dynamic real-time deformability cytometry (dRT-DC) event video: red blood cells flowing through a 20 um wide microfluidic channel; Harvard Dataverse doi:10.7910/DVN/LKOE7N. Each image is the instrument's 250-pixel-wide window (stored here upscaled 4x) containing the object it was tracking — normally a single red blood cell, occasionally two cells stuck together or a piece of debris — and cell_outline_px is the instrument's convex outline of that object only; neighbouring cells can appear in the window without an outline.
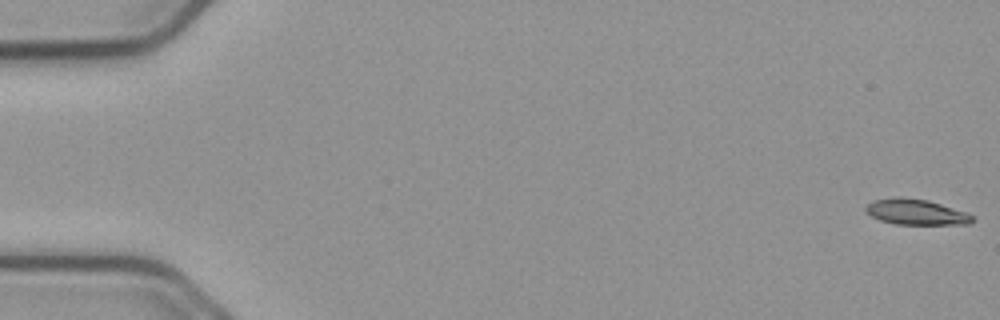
{"species": "common noctule bat (a hibernating species)", "species_latin": "Nyctalus noctula", "temperature_condition": "cold", "stored_images_in_passage": 55, "camera_frame_rate_fps": 3000, "um_per_image_px": 0.085, "animal": {"sex": "male", "body_mass_g": 23.1, "forearm_length_mm": 52.7}, "frame": {"image": 1, "passage_image": 1, "time_ms": 0.0, "image_size_px": [1000, 320], "cell_outline_px": [[972, 220], [968, 224], [896, 224], [880, 220], [864, 212], [864, 208], [868, 204], [876, 200], [896, 196], [900, 196], [928, 200], [964, 212], [972, 216]], "centroid_in_image_um": [77.79, 18.01], "position_along_channel_um": 7.2, "area_um2": 15.66}}
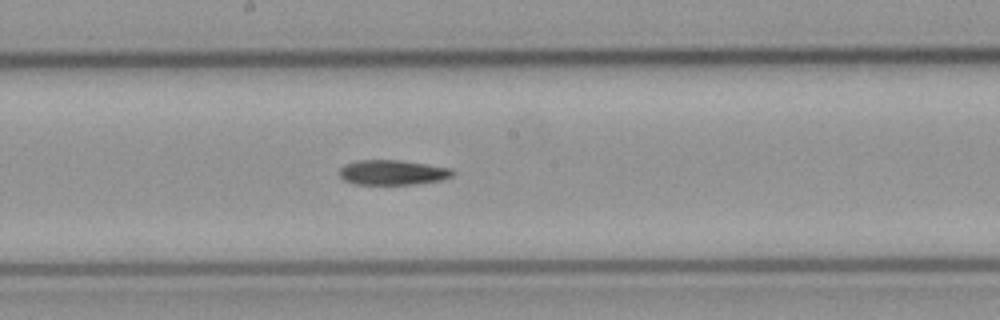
{"frame": {"image": 2, "passage_image": 30, "time_ms": 9.667, "image_size_px": [1000, 320], "cell_outline_px": [[456, 172], [452, 176], [440, 180], [416, 184], [356, 184], [344, 180], [340, 176], [340, 168], [344, 164], [360, 160], [400, 160], [452, 168]], "centroid_in_image_um": [33.39, 14.65], "position_along_channel_um": 214.8, "area_um2": 16.42}}
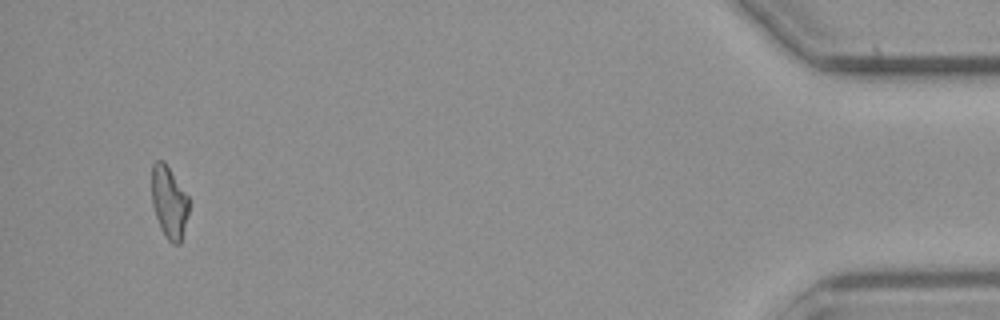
{"frame": {"image": 3, "passage_image": 53, "time_ms": 17.333, "image_size_px": [1000, 320], "cell_outline_px": [[188, 212], [180, 244], [172, 244], [164, 236], [160, 228], [152, 204], [152, 164], [156, 160], [164, 160], [188, 196]], "centroid_in_image_um": [14.36, 17.18], "position_along_channel_um": 420.8, "area_um2": 15.55}, "authors_computed_cell_mechanics": {"area_um2": 16.473, "velocity_mm_per_s": 3.7514, "shape_relaxation_time_tau1_ms": 6.8502, "shape_relaxation_time_tau2_ms": null, "deformation_change_tau1": 0.2055, "deformation_change_tau2": null}}